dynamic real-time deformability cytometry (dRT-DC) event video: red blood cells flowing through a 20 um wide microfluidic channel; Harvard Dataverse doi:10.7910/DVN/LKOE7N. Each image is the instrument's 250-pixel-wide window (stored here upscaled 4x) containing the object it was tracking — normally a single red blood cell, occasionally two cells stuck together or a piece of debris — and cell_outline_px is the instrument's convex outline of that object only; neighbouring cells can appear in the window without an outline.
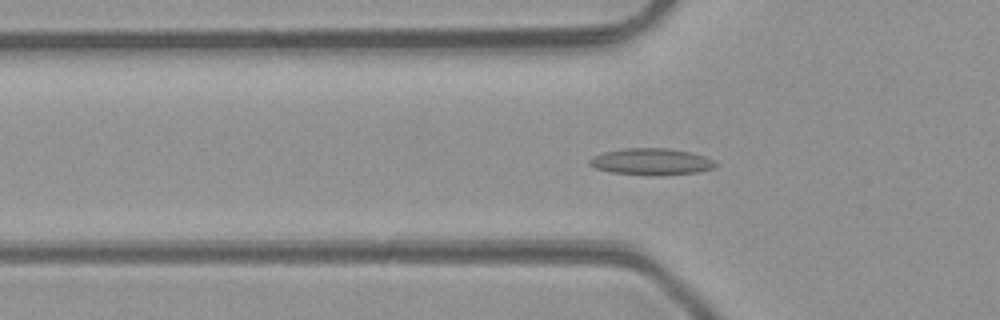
{"species": "common noctule bat (a hibernating species)", "species_latin": "Nyctalus noctula", "temperature_condition": "room temperature", "stored_images_in_passage": 49, "camera_frame_rate_fps": 3000, "um_per_image_px": 0.085, "animal": {"sex": "male", "body_mass_g": 23.1, "forearm_length_mm": 52.7}, "frame": {"image": 1, "passage_image": 16, "time_ms": 5.0, "image_size_px": [1000, 320], "cell_outline_px": [[720, 164], [712, 168], [696, 172], [656, 176], [652, 176], [612, 172], [596, 168], [588, 164], [588, 160], [592, 156], [604, 152], [624, 148], [668, 148], [688, 152], [704, 156]], "centroid_in_image_um": [55.33, 13.74], "position_along_channel_um": 70.5, "area_um2": 19.54}}
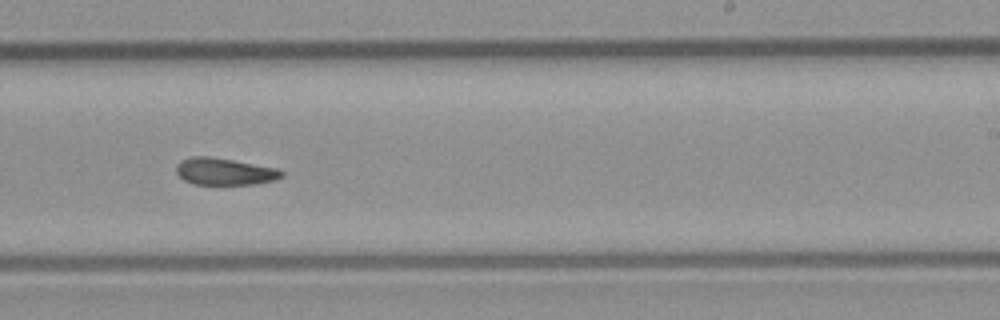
{"frame": {"image": 2, "passage_image": 30, "time_ms": 9.667, "image_size_px": [1000, 320], "cell_outline_px": [[284, 176], [276, 180], [256, 184], [192, 184], [184, 180], [176, 172], [176, 164], [180, 160], [192, 156], [208, 156], [232, 160], [276, 168], [284, 172]], "centroid_in_image_um": [19.08, 14.58], "position_along_channel_um": 269.9, "area_um2": 16.59}}
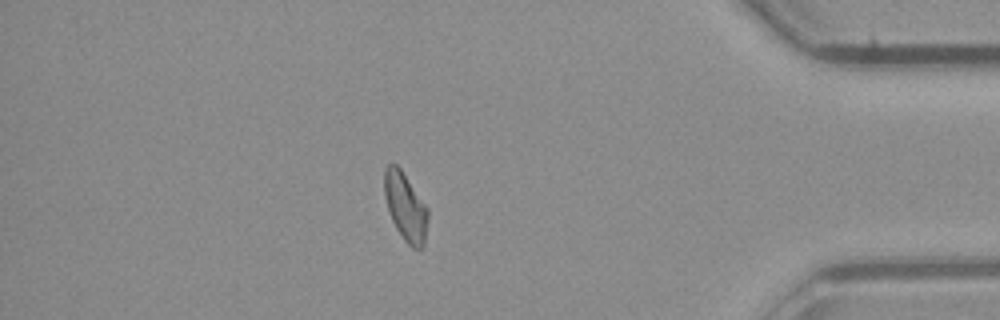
{"frame": {"image": 3, "passage_image": 42, "time_ms": 13.667, "image_size_px": [1000, 320], "cell_outline_px": [[428, 220], [424, 248], [412, 248], [404, 240], [396, 228], [392, 220], [384, 196], [384, 168], [388, 164], [396, 164], [400, 168], [428, 208]], "centroid_in_image_um": [34.47, 17.59], "position_along_channel_um": 400.7, "area_um2": 17.28}, "authors_computed_cell_mechanics": {"area_um2": 17.5134, "velocity_mm_per_s": 4.2669, "shape_relaxation_time_tau1_ms": 9.7577, "shape_relaxation_time_tau2_ms": 2.3191, "deformation_change_tau1": 0.1855, "deformation_change_tau2": 0.0679}}